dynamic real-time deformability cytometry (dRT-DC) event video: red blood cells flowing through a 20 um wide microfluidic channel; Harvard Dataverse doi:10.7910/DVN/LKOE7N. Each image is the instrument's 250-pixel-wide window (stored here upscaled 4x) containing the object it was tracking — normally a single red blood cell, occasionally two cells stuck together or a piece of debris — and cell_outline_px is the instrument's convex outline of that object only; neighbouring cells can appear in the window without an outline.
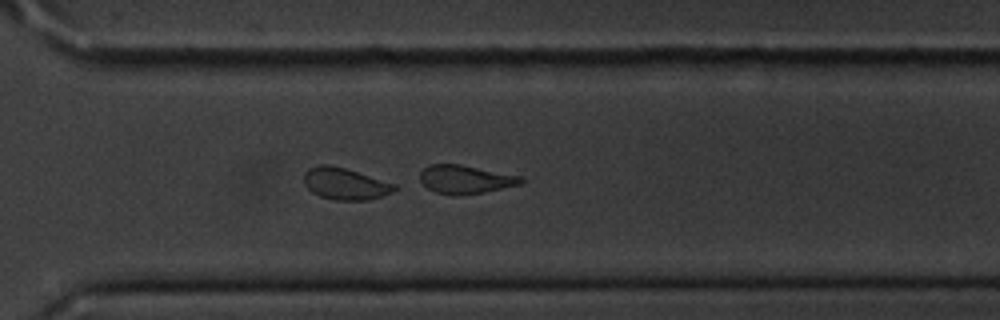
{"species": "common noctule bat (a hibernating species)", "species_latin": "Nyctalus noctula", "temperature_condition": "cold", "stored_images_in_passage": 54, "camera_frame_rate_fps": 3000, "um_per_image_px": 0.085, "animal": {"sex": "male", "body_mass_g": 20.1, "forearm_length_mm": 53.5}, "frame": {"image": 1, "passage_image": 39, "time_ms": 12.667, "image_size_px": [1000, 320], "cell_outline_px": [[524, 180], [520, 184], [484, 192], [456, 196], [452, 196], [436, 192], [428, 188], [420, 180], [420, 172], [428, 164], [460, 164], [520, 176]], "centroid_in_image_um": [39.52, 15.25], "position_along_channel_um": 331.1, "area_um2": 16.65}}